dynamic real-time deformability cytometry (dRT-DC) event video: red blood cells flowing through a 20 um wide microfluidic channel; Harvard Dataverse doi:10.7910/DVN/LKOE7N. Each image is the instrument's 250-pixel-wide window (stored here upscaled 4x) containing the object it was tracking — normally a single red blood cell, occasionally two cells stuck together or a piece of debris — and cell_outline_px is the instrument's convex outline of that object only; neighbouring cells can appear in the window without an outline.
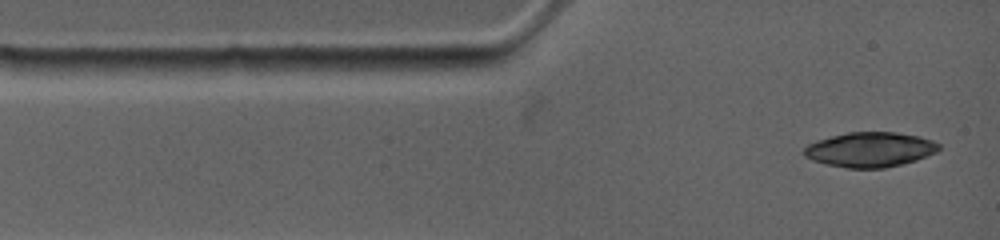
{"species": "common noctule bat (a hibernating species)", "species_latin": "Nyctalus noctula", "temperature_condition": "warm", "stored_images_in_passage": 2, "camera_frame_rate_fps": 4500, "um_per_image_px": 0.085, "animal": {"sex": "female", "body_mass_g": 19.0, "forearm_length_mm": 53.3}, "frame": {"image": 1, "passage_image": 1, "time_ms": 0.0, "image_size_px": [1000, 240], "cell_outline_px": [[940, 148], [936, 152], [916, 160], [884, 168], [848, 168], [828, 164], [812, 160], [804, 156], [800, 152], [808, 144], [816, 140], [848, 132], [896, 132], [920, 136], [932, 140], [940, 144]], "centroid_in_image_um": [73.93, 12.7], "position_along_channel_um": 11.1, "area_um2": 27.4}}